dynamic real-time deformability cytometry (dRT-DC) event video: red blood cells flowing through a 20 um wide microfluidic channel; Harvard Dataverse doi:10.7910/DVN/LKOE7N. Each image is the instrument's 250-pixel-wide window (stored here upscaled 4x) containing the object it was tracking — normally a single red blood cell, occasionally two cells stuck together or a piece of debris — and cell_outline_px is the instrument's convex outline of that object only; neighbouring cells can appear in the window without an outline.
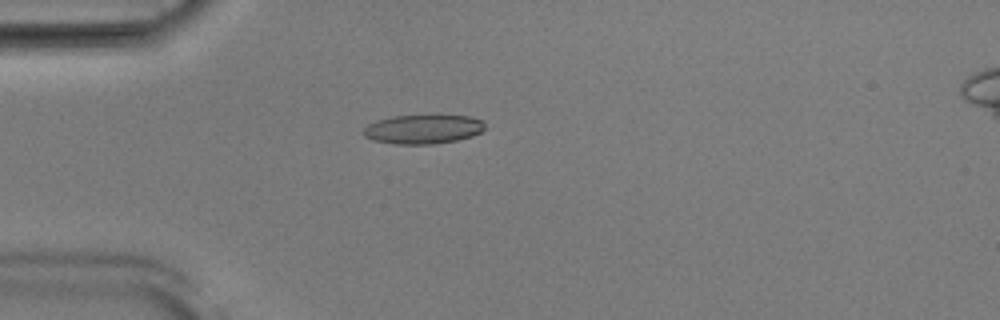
{"species": "Egyptian fruit bat (a non-hibernating species)", "species_latin": "Rousettus aegyptiacus", "temperature_condition": "room temperature", "stored_images_in_passage": 52, "camera_frame_rate_fps": 3000, "um_per_image_px": 0.085, "animal": {"sex": "male"}, "frame": {"image": 1, "passage_image": 14, "time_ms": 4.333, "image_size_px": [1000, 320], "cell_outline_px": [[484, 128], [480, 132], [472, 136], [456, 140], [432, 144], [396, 144], [372, 140], [364, 136], [364, 128], [368, 124], [376, 120], [392, 116], [440, 112], [468, 116], [484, 120]], "centroid_in_image_um": [35.99, 10.92], "position_along_channel_um": 49.0, "area_um2": 21.56}}
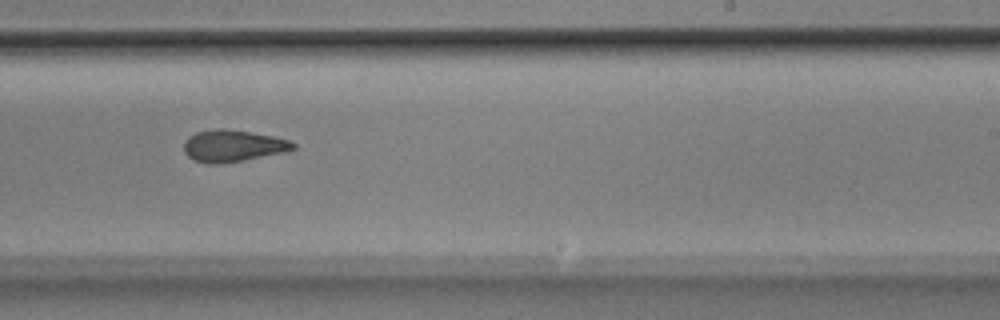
{"frame": {"image": 2, "passage_image": 32, "time_ms": 10.333, "image_size_px": [1000, 320], "cell_outline_px": [[296, 148], [288, 152], [244, 160], [216, 164], [208, 164], [192, 160], [184, 152], [184, 140], [188, 136], [196, 132], [212, 128], [224, 128], [272, 136], [288, 140], [296, 144]], "centroid_in_image_um": [19.77, 12.4], "position_along_channel_um": 269.2, "area_um2": 20.46}}
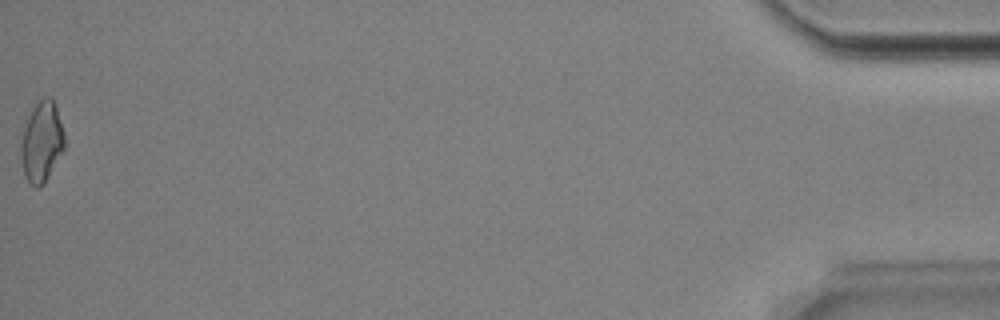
{"frame": {"image": 3, "passage_image": 52, "time_ms": 17.0, "image_size_px": [1000, 320], "cell_outline_px": [[64, 152], [40, 188], [36, 188], [24, 176], [20, 156], [20, 144], [24, 128], [28, 116], [32, 108], [44, 96], [52, 96], [56, 104], [64, 132]], "centroid_in_image_um": [3.55, 12.04], "position_along_channel_um": 431.6, "area_um2": 20.69}, "authors_computed_cell_mechanics": {"area_um2": 20.4323, "velocity_mm_per_s": 3.9088, "shape_relaxation_time_tau1_ms": 5.75, "shape_relaxation_time_tau2_ms": 2.619, "deformation_change_tau1": 0.1872, "deformation_change_tau2": 0.1135}}